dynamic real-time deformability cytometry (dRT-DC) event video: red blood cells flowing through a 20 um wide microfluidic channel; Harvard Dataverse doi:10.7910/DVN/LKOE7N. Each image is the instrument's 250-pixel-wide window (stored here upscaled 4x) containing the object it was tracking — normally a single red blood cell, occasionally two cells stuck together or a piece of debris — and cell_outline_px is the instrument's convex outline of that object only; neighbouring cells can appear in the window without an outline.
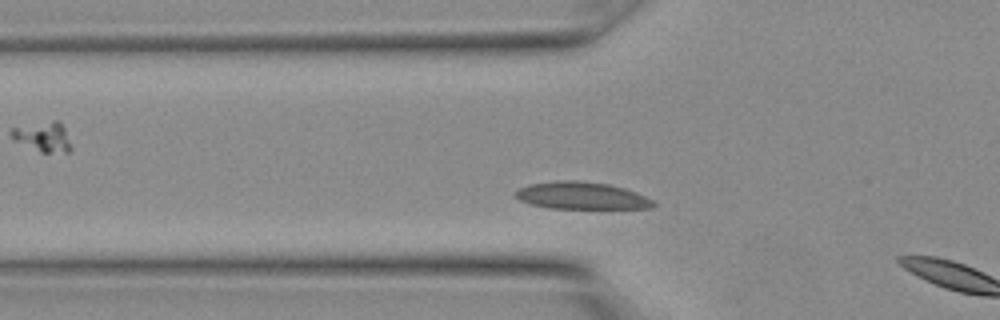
{"species": "Egyptian fruit bat (a non-hibernating species)", "species_latin": "Rousettus aegyptiacus", "temperature_condition": "warm", "stored_images_in_passage": 3, "camera_frame_rate_fps": 3000, "um_per_image_px": 0.085, "animal": {"sex": "female"}, "frame": {"image": 1, "passage_image": 2, "time_ms": 0.333, "image_size_px": [1000, 320], "cell_outline_px": [[656, 204], [652, 208], [548, 208], [532, 204], [520, 200], [512, 196], [512, 192], [520, 188], [532, 184], [564, 180], [572, 180], [608, 184], [636, 192], [652, 200]], "centroid_in_image_um": [49.39, 16.64], "position_along_channel_um": 76.4, "area_um2": 21.56}}